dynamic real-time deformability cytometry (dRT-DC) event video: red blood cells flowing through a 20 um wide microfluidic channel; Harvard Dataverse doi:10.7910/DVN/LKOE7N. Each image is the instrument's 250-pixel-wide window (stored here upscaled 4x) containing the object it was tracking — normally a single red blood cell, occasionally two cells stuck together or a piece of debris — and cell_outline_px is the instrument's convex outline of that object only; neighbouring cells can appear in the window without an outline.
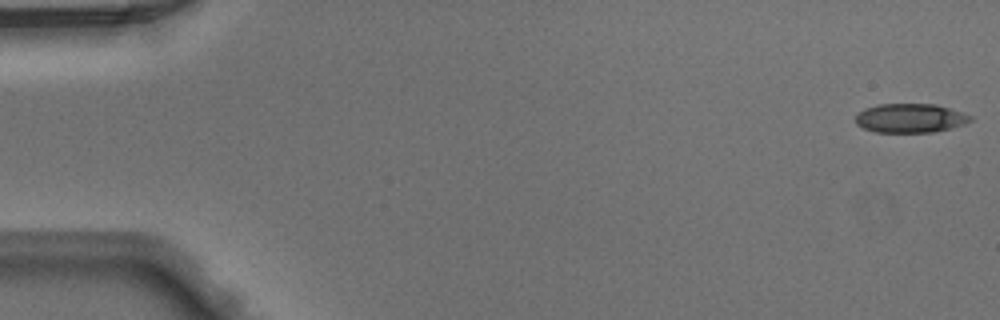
{"species": "Egyptian fruit bat (a non-hibernating species)", "species_latin": "Rousettus aegyptiacus", "temperature_condition": "warm", "stored_images_in_passage": 48, "camera_frame_rate_fps": 3000, "um_per_image_px": 0.085, "animal": {"sex": "male"}, "frame": {"image": 1, "passage_image": 1, "time_ms": 0.0, "image_size_px": [1000, 320], "cell_outline_px": [[972, 120], [964, 124], [952, 128], [932, 132], [876, 132], [864, 128], [856, 124], [856, 112], [864, 108], [880, 104], [936, 104], [972, 116]], "centroid_in_image_um": [77.34, 10.04], "position_along_channel_um": 7.7, "area_um2": 19.42}}
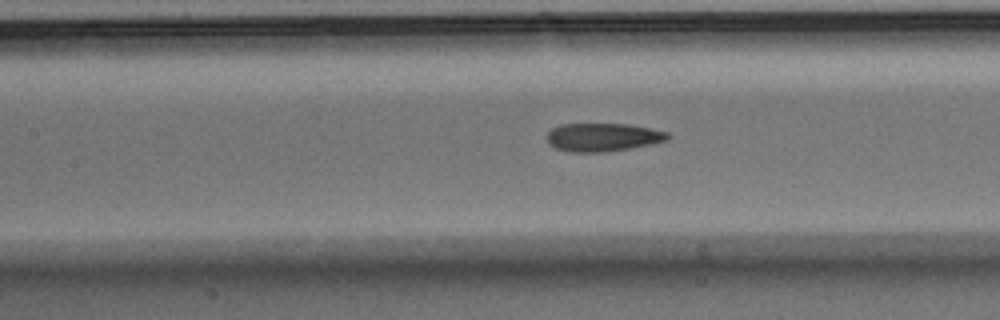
{"frame": {"image": 2, "passage_image": 22, "time_ms": 7.0, "image_size_px": [1000, 320], "cell_outline_px": [[672, 136], [668, 140], [652, 144], [628, 148], [600, 152], [572, 152], [556, 148], [548, 144], [548, 132], [552, 128], [560, 124], [628, 124], [668, 132]], "centroid_in_image_um": [51.25, 11.66], "position_along_channel_um": 156.1, "area_um2": 19.77}}
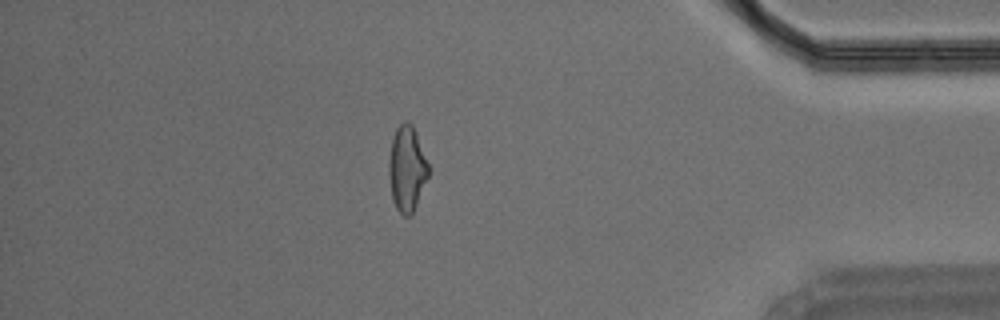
{"frame": {"image": 3, "passage_image": 42, "time_ms": 13.667, "image_size_px": [1000, 320], "cell_outline_px": [[428, 176], [416, 204], [412, 212], [408, 216], [404, 216], [396, 208], [392, 200], [388, 172], [388, 164], [392, 140], [396, 128], [404, 120], [408, 120], [412, 124], [416, 132], [428, 164]], "centroid_in_image_um": [34.57, 14.31], "position_along_channel_um": 400.6, "area_um2": 19.48}}